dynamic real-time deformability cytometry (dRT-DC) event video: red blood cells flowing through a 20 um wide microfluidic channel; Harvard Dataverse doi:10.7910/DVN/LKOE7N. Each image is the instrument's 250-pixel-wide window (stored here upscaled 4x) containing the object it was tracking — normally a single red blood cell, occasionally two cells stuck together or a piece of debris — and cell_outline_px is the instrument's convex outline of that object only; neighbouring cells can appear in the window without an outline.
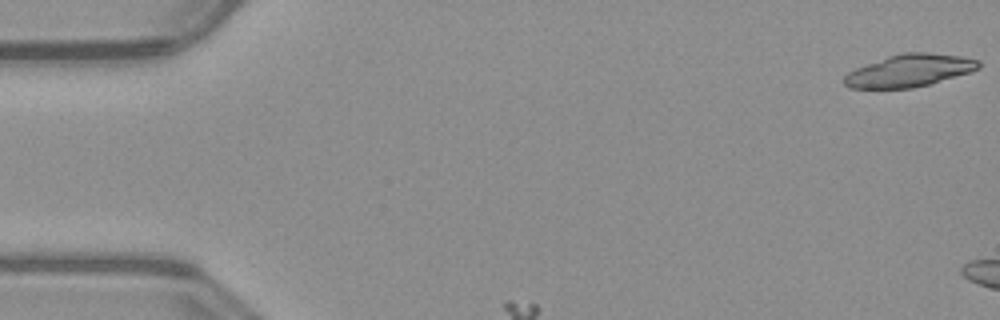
{"species": "common noctule bat (a hibernating species)", "species_latin": "Nyctalus noctula", "temperature_condition": "warm", "stored_images_in_passage": 4, "camera_frame_rate_fps": 3000, "um_per_image_px": 0.085, "animal": {"sex": "male", "body_mass_g": 23.1, "forearm_length_mm": 52.7}, "frame": {"image": 1, "passage_image": 1, "time_ms": 0.0, "image_size_px": [1000, 320], "cell_outline_px": [[980, 68], [972, 72], [928, 84], [912, 88], [848, 88], [844, 84], [844, 76], [848, 72], [856, 68], [888, 56], [900, 52], [928, 52], [960, 56], [980, 60]], "centroid_in_image_um": [77.32, 5.99], "position_along_channel_um": 7.7, "area_um2": 25.37}}
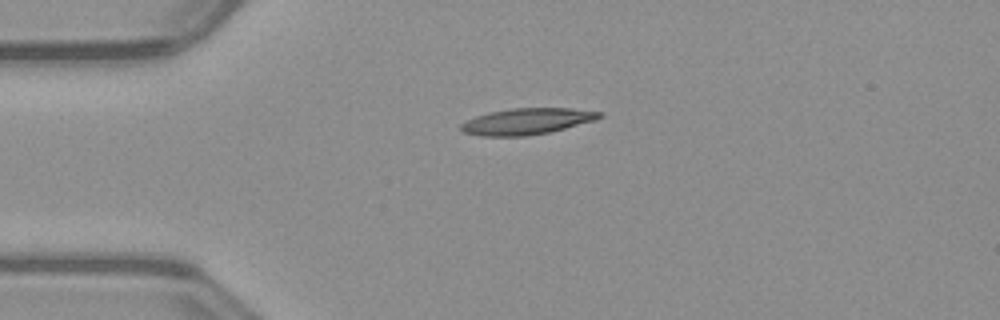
{"frame": {"image": 2, "passage_image": 4, "time_ms": 1.0, "image_size_px": [1000, 320], "cell_outline_px": [[604, 116], [596, 120], [548, 132], [524, 136], [480, 136], [464, 132], [460, 128], [460, 124], [476, 116], [488, 112], [512, 108], [572, 108], [604, 112]], "centroid_in_image_um": [44.81, 10.3], "position_along_channel_um": 40.2, "area_um2": 21.15}}